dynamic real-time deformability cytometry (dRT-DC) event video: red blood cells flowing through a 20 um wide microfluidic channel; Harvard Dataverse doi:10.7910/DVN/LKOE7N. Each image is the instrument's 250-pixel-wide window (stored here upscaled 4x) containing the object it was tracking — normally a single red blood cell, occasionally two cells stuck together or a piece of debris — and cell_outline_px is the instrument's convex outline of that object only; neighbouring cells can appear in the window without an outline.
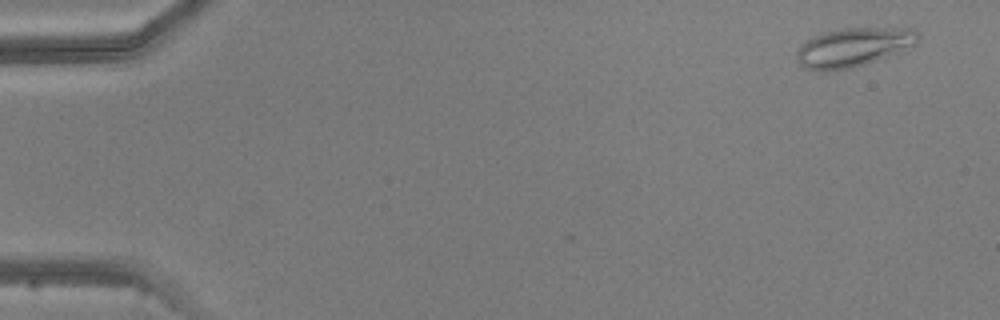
{"species": "common noctule bat (a hibernating species)", "species_latin": "Nyctalus noctula", "temperature_condition": "warm", "stored_images_in_passage": 16, "camera_frame_rate_fps": 3000, "um_per_image_px": 0.085, "animal": {"sex": "male", "body_mass_g": 20.5, "forearm_length_mm": 52.5}, "frame": {"image": 1, "passage_image": 1, "time_ms": 0.0, "image_size_px": [1000, 320], "cell_outline_px": [[920, 40], [916, 44], [896, 52], [848, 68], [824, 72], [804, 68], [800, 64], [796, 56], [796, 52], [808, 40], [824, 32], [844, 28], [908, 28], [916, 32], [920, 36]], "centroid_in_image_um": [72.51, 4.0], "position_along_channel_um": 12.5, "area_um2": 26.7}}